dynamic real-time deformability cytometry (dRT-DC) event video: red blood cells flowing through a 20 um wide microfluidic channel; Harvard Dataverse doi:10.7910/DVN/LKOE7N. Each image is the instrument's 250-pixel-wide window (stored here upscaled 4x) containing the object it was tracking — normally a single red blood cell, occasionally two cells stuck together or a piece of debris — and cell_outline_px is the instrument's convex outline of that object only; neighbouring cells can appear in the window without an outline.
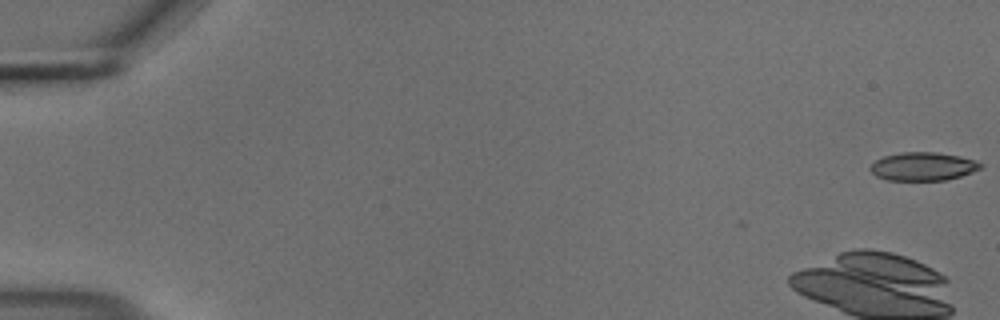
{"species": "common noctule bat (a hibernating species)", "species_latin": "Nyctalus noctula", "temperature_condition": "cold", "stored_images_in_passage": 43, "camera_frame_rate_fps": 3000, "um_per_image_px": 0.085, "animal": {"sex": "male", "body_mass_g": 18.8}, "frame": {"image": 1, "passage_image": 1, "time_ms": 0.0, "image_size_px": [1000, 320], "cell_outline_px": [[984, 164], [980, 168], [972, 172], [948, 180], [888, 180], [876, 176], [868, 168], [876, 160], [884, 156], [900, 152], [936, 152], [960, 156], [976, 160]], "centroid_in_image_um": [78.47, 14.14], "position_along_channel_um": 6.5, "area_um2": 18.26}}
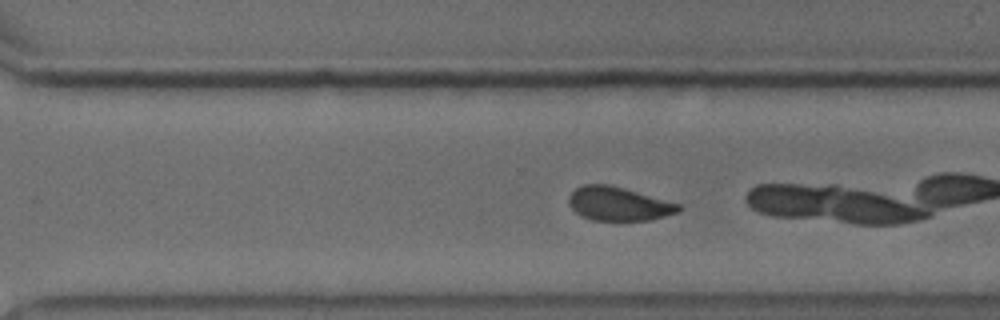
{"frame": {"image": 2, "passage_image": 37, "time_ms": 12.0, "image_size_px": [1000, 320], "cell_outline_px": [[680, 212], [652, 220], [592, 220], [576, 212], [568, 204], [568, 196], [576, 188], [584, 184], [608, 184], [624, 188], [680, 204]], "centroid_in_image_um": [52.58, 17.32], "position_along_channel_um": 318.0, "area_um2": 21.5}, "authors_computed_cell_mechanics": {"area_um2": 23.2934, "velocity_mm_per_s": 3.6801, "shape_relaxation_time_tau1_ms": 3.3282, "shape_relaxation_time_tau2_ms": 1.8834, "deformation_change_tau1": 0.1085, "deformation_change_tau2": 0.0597}}